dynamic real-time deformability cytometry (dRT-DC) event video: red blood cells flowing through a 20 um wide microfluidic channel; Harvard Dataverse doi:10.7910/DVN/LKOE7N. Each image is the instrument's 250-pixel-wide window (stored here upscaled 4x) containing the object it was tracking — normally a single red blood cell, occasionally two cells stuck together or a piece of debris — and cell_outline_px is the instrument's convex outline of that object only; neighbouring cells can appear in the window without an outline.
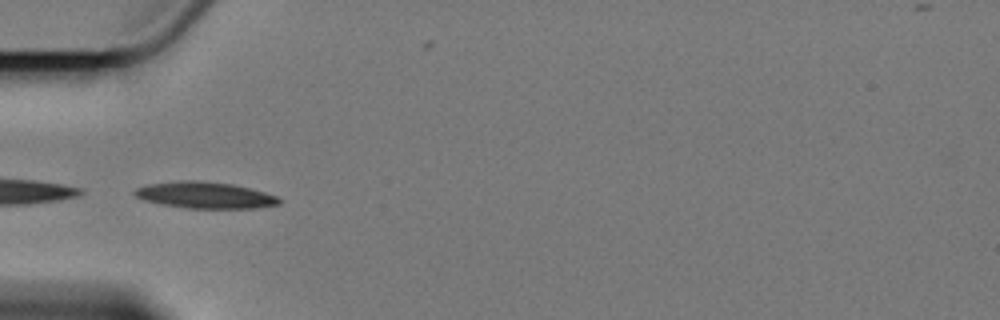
{"species": "Egyptian fruit bat (a non-hibernating species)", "species_latin": "Rousettus aegyptiacus", "temperature_condition": "cold", "stored_images_in_passage": 7, "camera_frame_rate_fps": 3000, "um_per_image_px": 0.085, "animal": {"sex": "female"}, "frame": {"image": 1, "passage_image": 2, "time_ms": 1.0, "image_size_px": [1000, 320], "cell_outline_px": [[280, 204], [256, 208], [184, 208], [160, 204], [144, 200], [136, 196], [132, 192], [136, 188], [148, 184], [180, 180], [200, 180], [232, 184], [264, 192], [276, 196], [280, 200]], "centroid_in_image_um": [17.38, 16.58], "position_along_channel_um": 67.6, "area_um2": 22.25}}
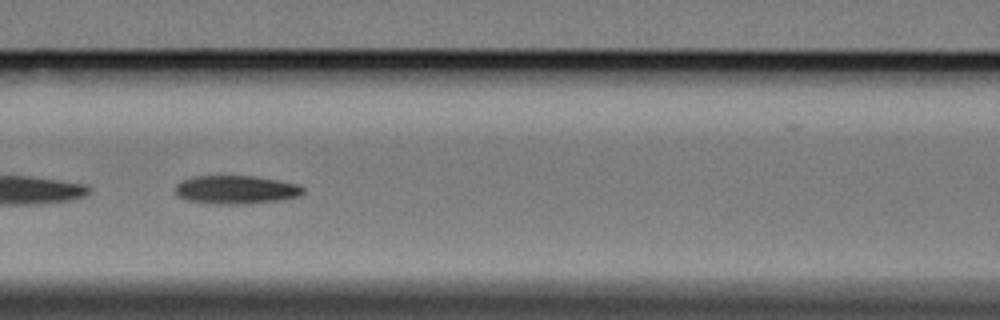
{"frame": {"image": 2, "passage_image": 4, "time_ms": 3.333, "image_size_px": [1000, 320], "cell_outline_px": [[304, 192], [300, 196], [280, 200], [248, 204], [212, 204], [184, 200], [176, 192], [176, 184], [180, 180], [192, 176], [256, 176], [296, 184], [304, 188]], "centroid_in_image_um": [20.03, 16.13], "position_along_channel_um": 146.6, "area_um2": 21.33}}
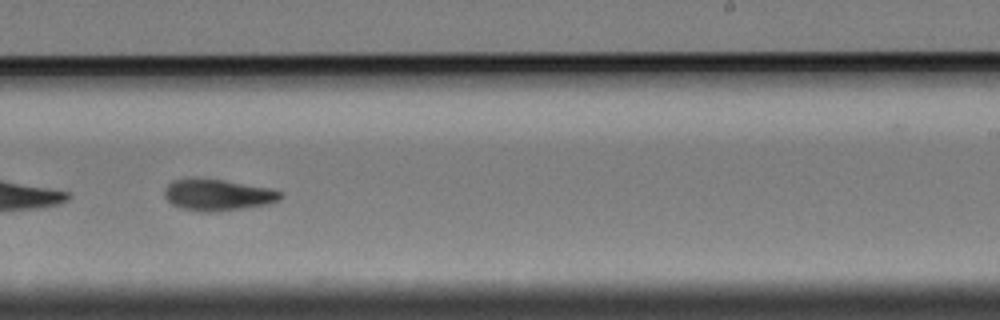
{"frame": {"image": 3, "passage_image": 7, "time_ms": 7.0, "image_size_px": [1000, 320], "cell_outline_px": [[284, 196], [280, 200], [268, 204], [240, 208], [208, 212], [200, 212], [180, 208], [172, 204], [164, 196], [164, 188], [172, 180], [188, 176], [224, 180], [272, 188], [280, 192]], "centroid_in_image_um": [18.46, 16.53], "position_along_channel_um": 270.5, "area_um2": 21.62}}